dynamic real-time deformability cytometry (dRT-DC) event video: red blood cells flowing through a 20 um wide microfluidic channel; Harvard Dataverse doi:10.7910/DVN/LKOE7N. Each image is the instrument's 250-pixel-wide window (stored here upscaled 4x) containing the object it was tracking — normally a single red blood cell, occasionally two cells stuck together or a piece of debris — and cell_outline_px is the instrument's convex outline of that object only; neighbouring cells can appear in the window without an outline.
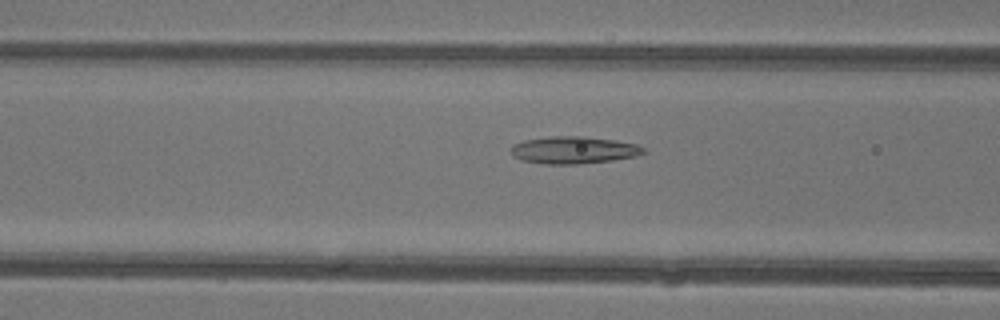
{"species": "common noctule bat (a hibernating species)", "species_latin": "Nyctalus noctula", "temperature_condition": "warm", "stored_images_in_passage": 44, "camera_frame_rate_fps": 3000, "um_per_image_px": 0.085, "animal": {"sex": "female"}, "frame": {"image": 1, "passage_image": 20, "time_ms": 6.333, "image_size_px": [1000, 320], "cell_outline_px": [[648, 152], [636, 156], [612, 160], [576, 164], [544, 164], [520, 160], [512, 156], [512, 144], [524, 140], [552, 136], [584, 136], [612, 140], [636, 144], [644, 148]], "centroid_in_image_um": [48.74, 12.76], "position_along_channel_um": 117.9, "area_um2": 21.04}}
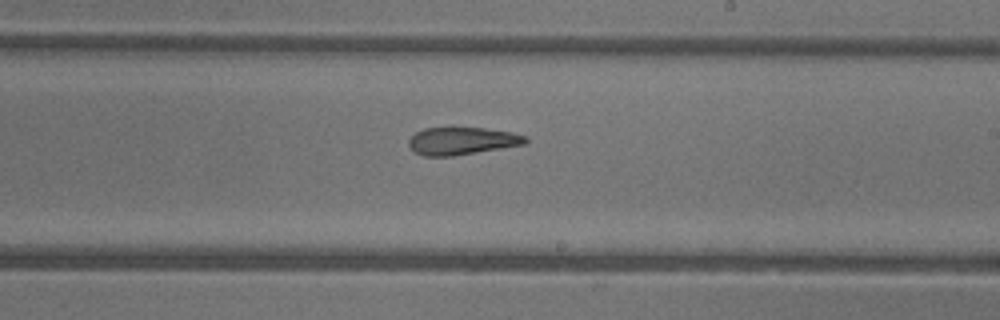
{"frame": {"image": 2, "passage_image": 29, "time_ms": 9.333, "image_size_px": [1000, 320], "cell_outline_px": [[528, 140], [524, 144], [452, 156], [424, 156], [416, 152], [408, 144], [408, 140], [416, 132], [424, 128], [484, 128], [512, 132], [528, 136]], "centroid_in_image_um": [39.27, 11.97], "position_along_channel_um": 249.7, "area_um2": 18.5}}
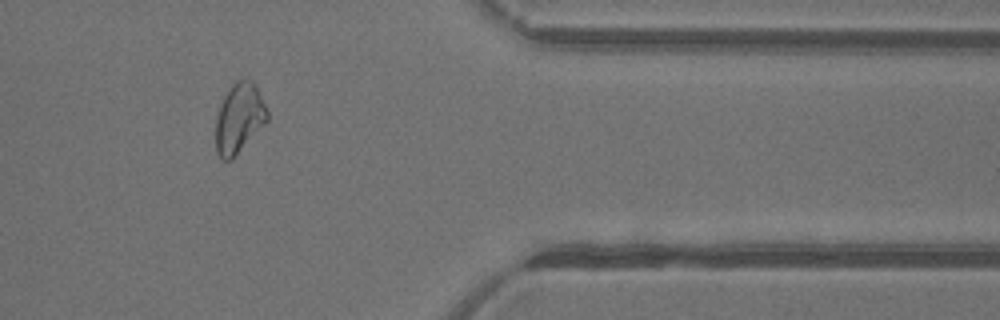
{"frame": {"image": 3, "passage_image": 40, "time_ms": 13.0, "image_size_px": [1000, 320], "cell_outline_px": [[268, 120], [232, 160], [224, 160], [216, 152], [216, 116], [220, 104], [228, 88], [236, 80], [244, 76], [252, 80], [256, 84], [268, 112]], "centroid_in_image_um": [20.33, 10.0], "position_along_channel_um": 391.1, "area_um2": 21.21}, "authors_computed_cell_mechanics": {"area_um2": 21.1259, "velocity_mm_per_s": 4.396, "shape_relaxation_time_tau1_ms": 8.0303, "shape_relaxation_time_tau2_ms": 2.658, "deformation_change_tau1": 0.2121, "deformation_change_tau2": 0.1059}}